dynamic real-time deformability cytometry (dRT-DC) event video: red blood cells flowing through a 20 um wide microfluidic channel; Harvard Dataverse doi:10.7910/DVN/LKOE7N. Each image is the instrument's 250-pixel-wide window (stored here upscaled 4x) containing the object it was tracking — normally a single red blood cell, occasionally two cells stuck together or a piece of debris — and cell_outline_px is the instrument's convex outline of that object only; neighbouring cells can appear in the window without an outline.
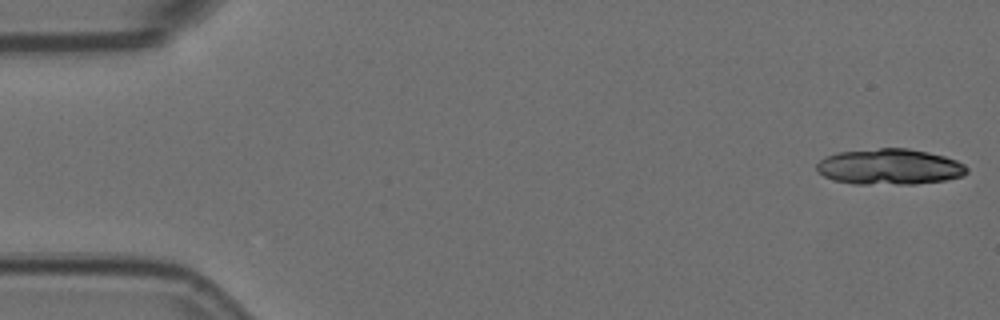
{"species": "Egyptian fruit bat (a non-hibernating species)", "species_latin": "Rousettus aegyptiacus", "temperature_condition": "room temperature", "stored_images_in_passage": 50, "segment_of_instrument_passage": [1, 2], "camera_frame_rate_fps": 3000, "um_per_image_px": 0.085, "animal": {"sex": "female"}, "frame": {"image": 1, "passage_image": 1, "time_ms": 0.0, "image_size_px": [1000, 320], "cell_outline_px": [[968, 172], [964, 176], [944, 180], [916, 184], [852, 184], [832, 180], [824, 176], [816, 168], [816, 164], [824, 156], [836, 152], [880, 148], [908, 148], [928, 152], [944, 156], [956, 160], [964, 164], [968, 168]], "centroid_in_image_um": [75.6, 14.18], "position_along_channel_um": 9.4, "area_um2": 31.62}}